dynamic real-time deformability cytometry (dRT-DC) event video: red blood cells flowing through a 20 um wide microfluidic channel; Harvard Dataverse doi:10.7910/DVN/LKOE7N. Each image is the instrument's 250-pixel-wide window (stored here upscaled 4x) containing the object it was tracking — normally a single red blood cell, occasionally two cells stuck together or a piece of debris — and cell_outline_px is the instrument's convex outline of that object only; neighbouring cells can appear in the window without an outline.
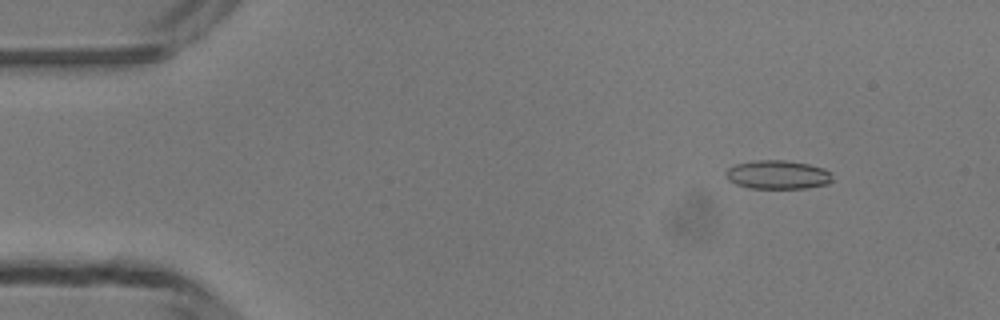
{"species": "common noctule bat (a hibernating species)", "species_latin": "Nyctalus noctula", "temperature_condition": "room temperature", "stored_images_in_passage": 5, "camera_frame_rate_fps": 3000, "um_per_image_px": 0.085, "animal": {"sex": "male", "body_mass_g": 13.3}, "frame": {"image": 1, "passage_image": 2, "time_ms": 1.0, "image_size_px": [1000, 320], "cell_outline_px": [[832, 180], [828, 184], [808, 188], [748, 188], [736, 184], [728, 180], [724, 172], [728, 168], [736, 164], [752, 160], [784, 160], [808, 164], [824, 168], [828, 172]], "centroid_in_image_um": [66.06, 14.85], "position_along_channel_um": 18.9, "area_um2": 17.86}}
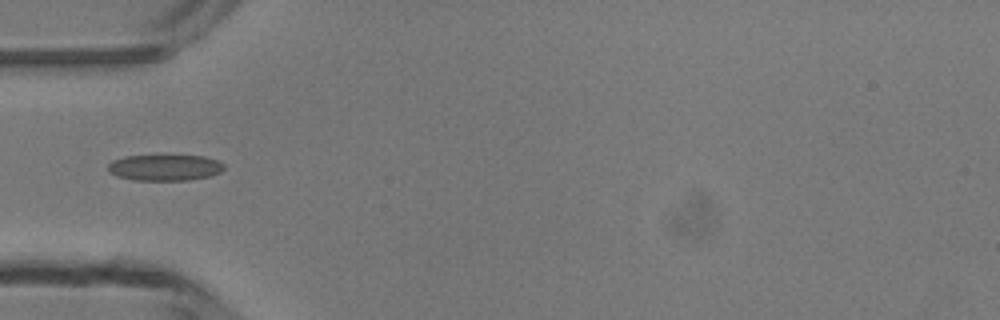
{"frame": {"image": 2, "passage_image": 4, "time_ms": 4.333, "image_size_px": [1000, 320], "cell_outline_px": [[224, 168], [220, 172], [208, 176], [188, 180], [136, 180], [116, 176], [108, 172], [108, 164], [112, 160], [124, 156], [204, 156], [216, 160], [224, 164]], "centroid_in_image_um": [13.97, 14.24], "position_along_channel_um": 71.0, "area_um2": 17.51}}
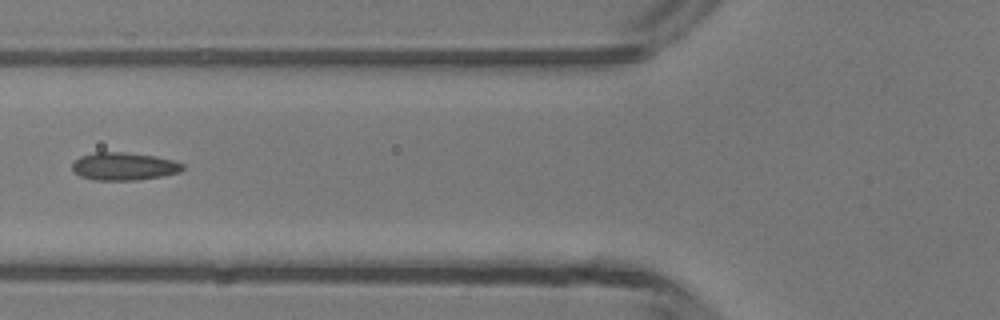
{"frame": {"image": 3, "passage_image": 5, "time_ms": 5.333, "image_size_px": [1000, 320], "cell_outline_px": [[184, 168], [180, 172], [164, 176], [140, 180], [92, 180], [80, 176], [72, 168], [72, 164], [80, 156], [96, 152], [124, 152], [156, 156], [172, 160], [184, 164]], "centroid_in_image_um": [10.56, 14.14], "position_along_channel_um": 115.2, "area_um2": 17.98}}